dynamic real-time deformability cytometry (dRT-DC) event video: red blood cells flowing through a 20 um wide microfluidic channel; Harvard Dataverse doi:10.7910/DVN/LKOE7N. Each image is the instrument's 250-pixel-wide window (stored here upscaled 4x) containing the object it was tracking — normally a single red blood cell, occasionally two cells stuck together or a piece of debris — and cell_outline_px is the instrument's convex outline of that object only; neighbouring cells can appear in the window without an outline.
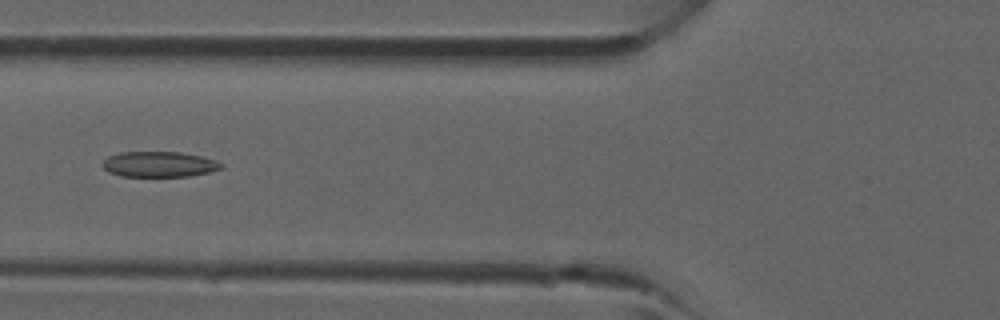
{"species": "common noctule bat (a hibernating species)", "species_latin": "Nyctalus noctula", "temperature_condition": "room temperature", "stored_images_in_passage": 6, "camera_frame_rate_fps": 3000, "um_per_image_px": 0.085, "animal": {"sex": "male", "forearm_length_mm": 52.5}, "frame": {"image": 1, "passage_image": 6, "time_ms": 5.667, "image_size_px": [1000, 320], "cell_outline_px": [[224, 168], [208, 172], [188, 176], [120, 176], [108, 172], [100, 164], [108, 156], [120, 152], [180, 152], [200, 156], [216, 160], [224, 164]], "centroid_in_image_um": [13.51, 13.96], "position_along_channel_um": 112.3, "area_um2": 17.69}}